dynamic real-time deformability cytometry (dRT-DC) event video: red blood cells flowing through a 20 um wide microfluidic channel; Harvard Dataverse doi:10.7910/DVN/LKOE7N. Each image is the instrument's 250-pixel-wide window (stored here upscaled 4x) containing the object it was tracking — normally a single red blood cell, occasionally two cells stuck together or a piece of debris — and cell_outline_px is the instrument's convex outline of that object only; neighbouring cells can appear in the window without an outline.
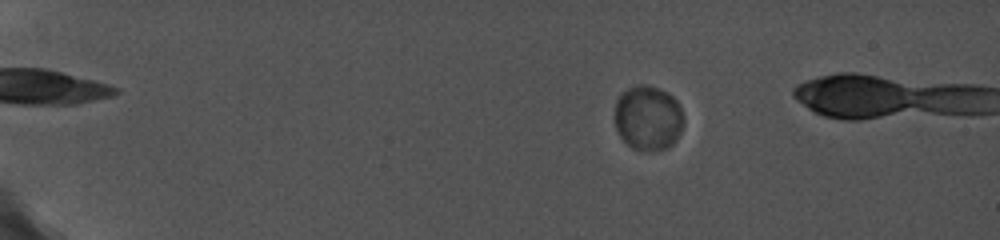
{"species": "common noctule bat (a hibernating species)", "species_latin": "Nyctalus noctula", "temperature_condition": "cold", "stored_images_in_passage": 104, "camera_frame_rate_fps": 5000, "um_per_image_px": 0.085, "animal": {"sex": "female", "body_mass_g": 19.0, "forearm_length_mm": 56.7}, "frame": {"image": 1, "passage_image": 34, "time_ms": 4.6, "image_size_px": [1000, 240], "cell_outline_px": [[684, 124], [676, 140], [672, 144], [664, 148], [632, 148], [620, 136], [616, 128], [616, 100], [628, 88], [636, 84], [644, 84], [668, 92], [676, 100], [684, 116]], "centroid_in_image_um": [55.1, 9.98], "position_along_channel_um": 29.9, "area_um2": 25.49}}
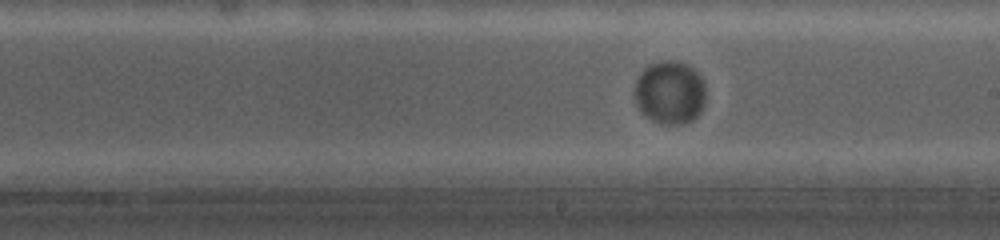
{"frame": {"image": 2, "passage_image": 81, "time_ms": 13.0, "image_size_px": [1000, 240], "cell_outline_px": [[704, 100], [700, 112], [692, 120], [680, 124], [668, 124], [652, 120], [636, 104], [636, 80], [640, 72], [648, 64], [668, 60], [672, 60], [684, 64], [692, 68], [700, 76], [704, 84]], "centroid_in_image_um": [56.94, 7.84], "position_along_channel_um": 232.1, "area_um2": 25.66}}
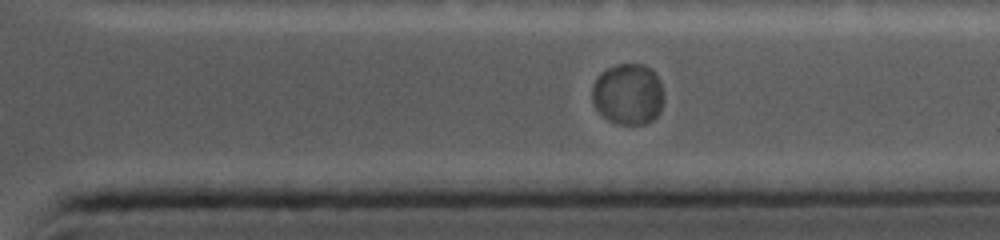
{"frame": {"image": 3, "passage_image": 101, "time_ms": 16.4, "image_size_px": [1000, 240], "cell_outline_px": [[664, 100], [660, 112], [652, 120], [644, 124], [616, 124], [608, 120], [596, 108], [592, 100], [592, 88], [600, 72], [616, 64], [644, 64], [652, 68], [660, 80], [664, 92]], "centroid_in_image_um": [53.42, 7.99], "position_along_channel_um": 358.0, "area_um2": 25.84}}